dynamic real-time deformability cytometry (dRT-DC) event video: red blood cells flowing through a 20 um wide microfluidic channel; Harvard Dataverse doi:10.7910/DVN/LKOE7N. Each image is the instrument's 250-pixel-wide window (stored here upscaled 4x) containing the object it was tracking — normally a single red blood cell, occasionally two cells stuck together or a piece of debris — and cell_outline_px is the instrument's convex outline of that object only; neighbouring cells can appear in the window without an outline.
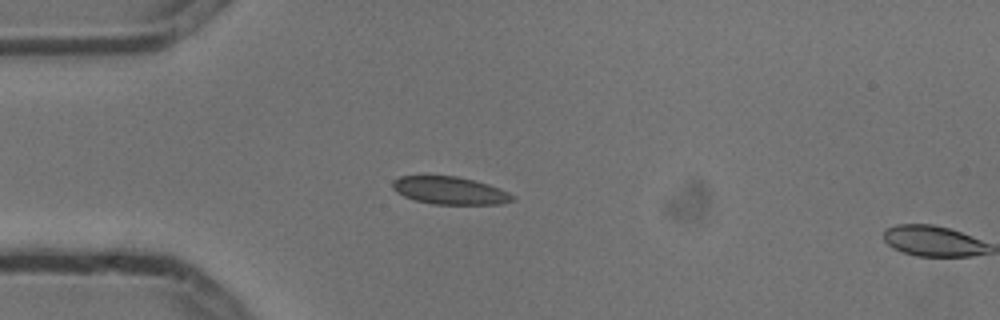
{"species": "common noctule bat (a hibernating species)", "species_latin": "Nyctalus noctula", "temperature_condition": "cold", "stored_images_in_passage": 3, "camera_frame_rate_fps": 3000, "um_per_image_px": 0.085, "animal": {"sex": "male", "body_mass_g": 13.3}, "frame": {"image": 1, "passage_image": 2, "time_ms": 0.333, "image_size_px": [1000, 320], "cell_outline_px": [[516, 200], [500, 204], [432, 204], [416, 200], [404, 196], [396, 192], [392, 188], [392, 180], [400, 176], [456, 176], [488, 184], [500, 188], [516, 196]], "centroid_in_image_um": [38.25, 16.2], "position_along_channel_um": 46.8, "area_um2": 19.36}}